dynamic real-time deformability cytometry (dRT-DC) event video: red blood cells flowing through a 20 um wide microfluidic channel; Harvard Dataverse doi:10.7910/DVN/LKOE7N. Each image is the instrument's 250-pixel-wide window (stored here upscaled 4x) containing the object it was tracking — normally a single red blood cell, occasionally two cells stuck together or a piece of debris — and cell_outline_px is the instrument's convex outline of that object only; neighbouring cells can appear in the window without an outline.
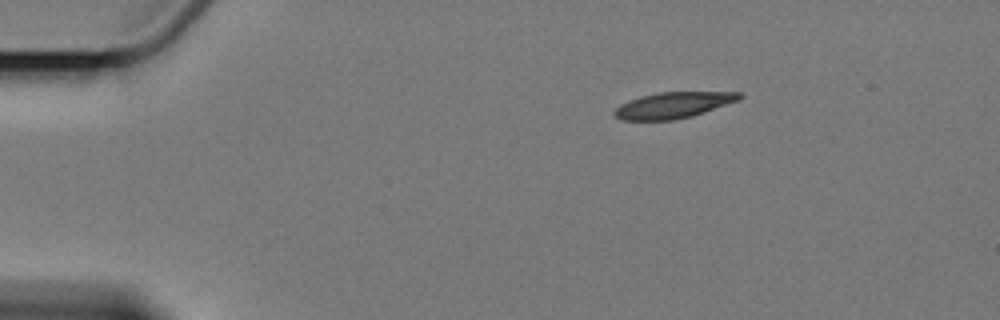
{"species": "Egyptian fruit bat (a non-hibernating species)", "species_latin": "Rousettus aegyptiacus", "temperature_condition": "cold", "stored_images_in_passage": 3, "camera_frame_rate_fps": 3000, "um_per_image_px": 0.085, "animal": {"sex": "female"}, "frame": {"image": 1, "passage_image": 1, "time_ms": 0.0, "image_size_px": [1000, 320], "cell_outline_px": [[744, 96], [740, 100], [692, 116], [672, 120], [620, 120], [612, 112], [620, 104], [628, 100], [640, 96], [656, 92], [740, 92]], "centroid_in_image_um": [57.22, 8.93], "position_along_channel_um": 27.8, "area_um2": 19.07}}